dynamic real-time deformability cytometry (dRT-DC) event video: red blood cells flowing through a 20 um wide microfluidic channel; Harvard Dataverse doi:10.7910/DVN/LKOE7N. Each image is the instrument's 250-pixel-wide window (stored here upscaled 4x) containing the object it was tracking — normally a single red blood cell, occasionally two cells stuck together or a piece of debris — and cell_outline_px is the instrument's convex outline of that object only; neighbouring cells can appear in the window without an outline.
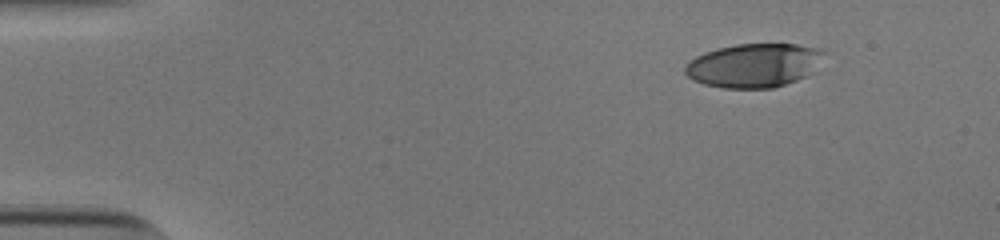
{"species": "human", "species_latin": "Homo sapiens", "temperature_condition": "cold", "stored_images_in_passage": 40, "camera_frame_rate_fps": 3000, "um_per_image_px": 0.085, "donor": {"sex": "male"}, "frame": {"image": 1, "passage_image": 1, "time_ms": 0.0, "image_size_px": [1000, 240], "cell_outline_px": [[828, 52], [812, 72], [796, 80], [772, 88], [724, 88], [704, 84], [692, 80], [684, 72], [684, 64], [696, 56], [704, 52], [716, 48], [736, 44], [796, 44]], "centroid_in_image_um": [64.04, 5.55], "position_along_channel_um": 21.0, "area_um2": 35.49}}
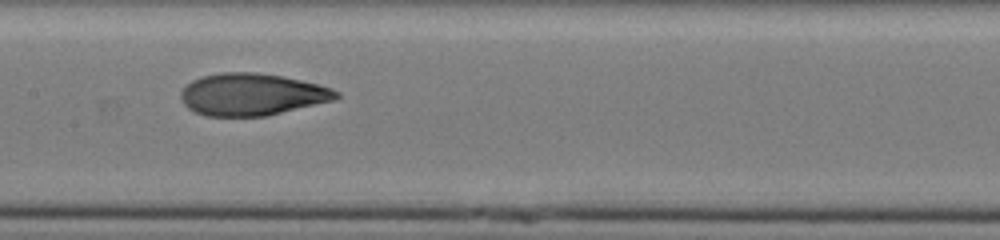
{"frame": {"image": 2, "passage_image": 22, "time_ms": 7.0, "image_size_px": [1000, 240], "cell_outline_px": [[340, 96], [332, 100], [268, 116], [208, 116], [196, 112], [188, 108], [184, 104], [180, 96], [180, 92], [192, 80], [204, 76], [220, 72], [256, 72], [284, 76], [332, 88], [340, 92]], "centroid_in_image_um": [21.41, 8.02], "position_along_channel_um": 186.0, "area_um2": 37.97}}
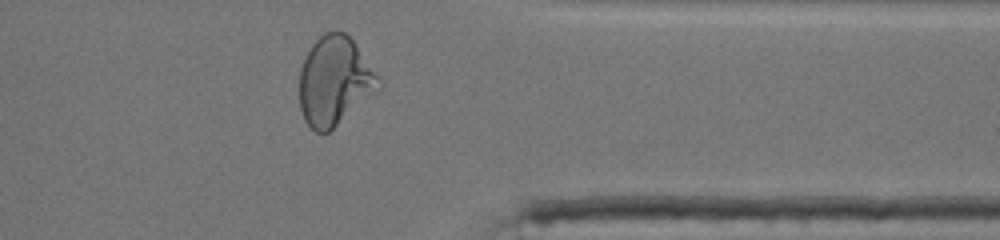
{"frame": {"image": 3, "passage_image": 38, "time_ms": 12.333, "image_size_px": [1000, 240], "cell_outline_px": [[380, 88], [328, 132], [316, 132], [304, 120], [300, 108], [300, 68], [308, 48], [324, 32], [344, 32], [356, 44], [380, 76]], "centroid_in_image_um": [28.43, 6.87], "position_along_channel_um": 383.0, "area_um2": 40.69}, "authors_computed_cell_mechanics": {"area_um2": 37.3677, "velocity_mm_per_s": 3.8445, "shape_relaxation_time_tau1_ms": 10.2254, "shape_relaxation_time_tau2_ms": 1.3749, "deformation_change_tau1": 0.3564, "deformation_change_tau2": 0.0745}}